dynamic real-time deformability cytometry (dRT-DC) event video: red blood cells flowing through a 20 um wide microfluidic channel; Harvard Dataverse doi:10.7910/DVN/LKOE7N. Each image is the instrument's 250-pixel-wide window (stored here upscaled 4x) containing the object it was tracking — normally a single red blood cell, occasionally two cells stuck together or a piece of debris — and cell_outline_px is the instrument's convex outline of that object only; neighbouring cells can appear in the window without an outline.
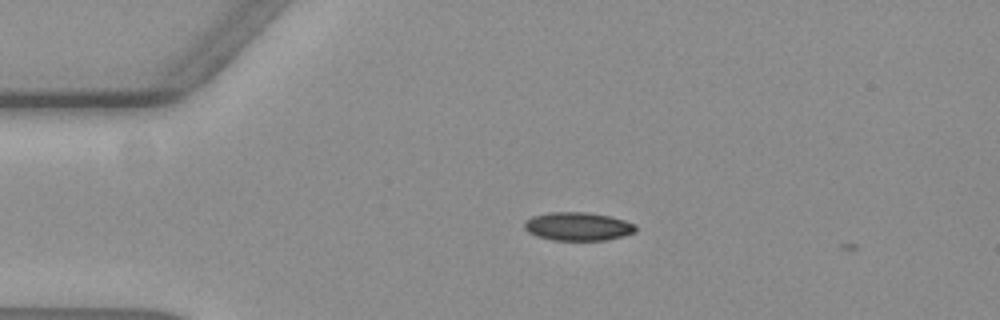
{"species": "common noctule bat (a hibernating species)", "species_latin": "Nyctalus noctula", "temperature_condition": "warm", "stored_images_in_passage": 2, "camera_frame_rate_fps": 3000, "um_per_image_px": 0.085, "animal": {"sex": "female", "body_mass_g": 19.3, "forearm_length_mm": 54.1}, "frame": {"image": 1, "passage_image": 1, "time_ms": 0.0, "image_size_px": [1000, 320], "cell_outline_px": [[636, 232], [604, 240], [552, 240], [536, 236], [528, 232], [524, 228], [524, 224], [532, 216], [552, 212], [588, 212], [608, 216], [624, 220], [636, 224]], "centroid_in_image_um": [49.12, 19.24], "position_along_channel_um": 35.9, "area_um2": 18.26}}